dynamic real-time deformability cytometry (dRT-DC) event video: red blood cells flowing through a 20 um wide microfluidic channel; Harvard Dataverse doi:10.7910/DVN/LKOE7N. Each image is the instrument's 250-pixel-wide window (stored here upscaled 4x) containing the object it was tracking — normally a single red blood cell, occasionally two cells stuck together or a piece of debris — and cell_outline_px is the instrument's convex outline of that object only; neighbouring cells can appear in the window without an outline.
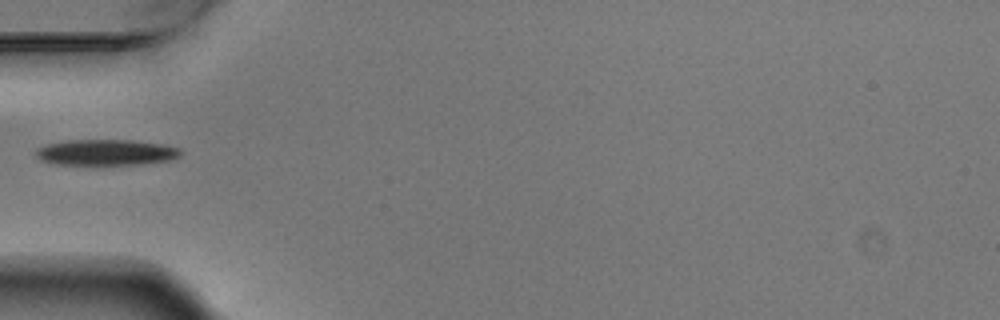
{"species": "Egyptian fruit bat (a non-hibernating species)", "species_latin": "Rousettus aegyptiacus", "temperature_condition": "warm", "stored_images_in_passage": 7, "camera_frame_rate_fps": 3000, "um_per_image_px": 0.085, "animal": {"sex": "male"}, "frame": {"image": 1, "passage_image": 6, "time_ms": 1.667, "image_size_px": [1000, 320], "cell_outline_px": [[184, 152], [180, 156], [172, 160], [140, 164], [56, 164], [40, 160], [36, 156], [36, 152], [40, 148], [48, 144], [68, 140], [132, 140], [160, 144], [180, 148]], "centroid_in_image_um": [9.07, 12.95], "position_along_channel_um": 75.9, "area_um2": 21.68}}
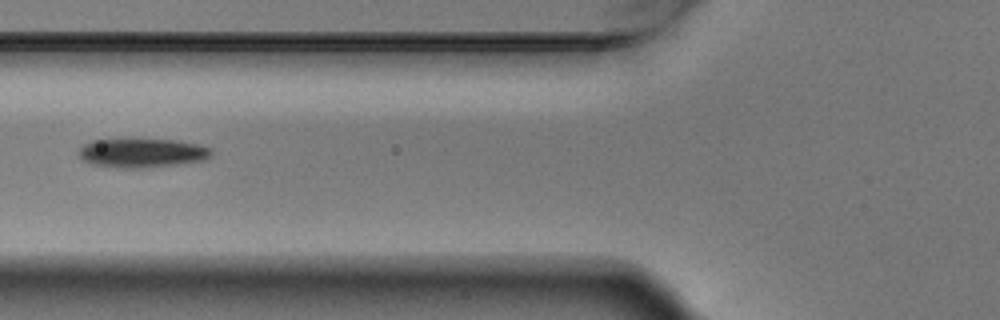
{"frame": {"image": 2, "passage_image": 7, "time_ms": 2.0, "image_size_px": [1000, 320], "cell_outline_px": [[212, 152], [204, 160], [176, 164], [144, 168], [124, 168], [92, 164], [84, 160], [80, 156], [80, 148], [84, 144], [92, 140], [176, 140], [200, 144], [212, 148]], "centroid_in_image_um": [12.11, 13.0], "position_along_channel_um": 113.7, "area_um2": 22.08}}